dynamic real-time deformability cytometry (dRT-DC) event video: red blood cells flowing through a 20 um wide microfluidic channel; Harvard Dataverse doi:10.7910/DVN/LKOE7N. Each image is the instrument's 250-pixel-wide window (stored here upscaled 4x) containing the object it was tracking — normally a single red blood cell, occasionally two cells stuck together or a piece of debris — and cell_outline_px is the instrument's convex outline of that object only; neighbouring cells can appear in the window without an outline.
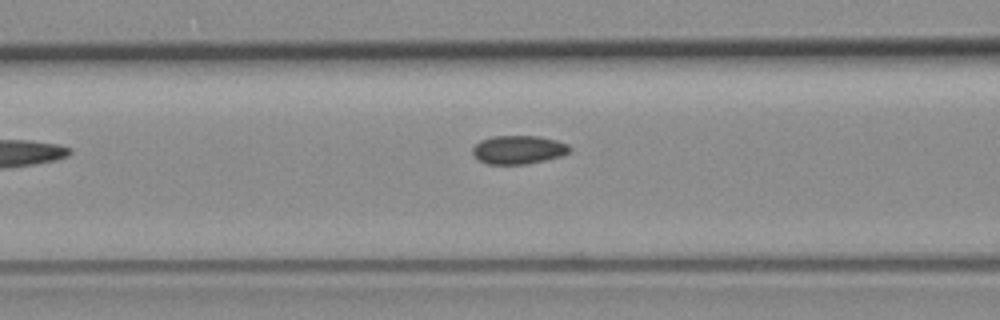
{"species": "common noctule bat (a hibernating species)", "species_latin": "Nyctalus noctula", "temperature_condition": "room temperature", "stored_images_in_passage": 7, "segment_of_instrument_passage": [2, 2], "camera_frame_rate_fps": 3000, "um_per_image_px": 0.085, "animal": {"sex": "female", "body_mass_g": 19.3, "forearm_length_mm": 54.1}, "frame": {"image": 1, "passage_image": 7, "time_ms": 8.0, "image_size_px": [1000, 320], "cell_outline_px": [[572, 148], [568, 152], [560, 156], [528, 164], [488, 164], [480, 160], [472, 152], [472, 148], [480, 140], [492, 136], [536, 136], [556, 140], [568, 144]], "centroid_in_image_um": [44.06, 12.72], "position_along_channel_um": 122.5, "area_um2": 16.01}}